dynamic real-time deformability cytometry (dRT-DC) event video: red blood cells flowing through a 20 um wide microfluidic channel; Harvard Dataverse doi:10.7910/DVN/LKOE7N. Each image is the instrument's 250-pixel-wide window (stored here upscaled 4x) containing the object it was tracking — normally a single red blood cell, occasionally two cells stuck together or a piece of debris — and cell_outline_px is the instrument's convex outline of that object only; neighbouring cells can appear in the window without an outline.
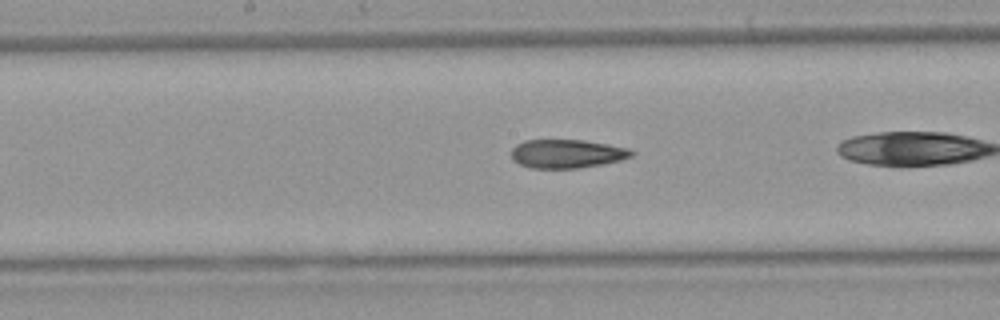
{"species": "Egyptian fruit bat (a non-hibernating species)", "species_latin": "Rousettus aegyptiacus", "temperature_condition": "warm", "stored_images_in_passage": 23, "camera_frame_rate_fps": 3000, "um_per_image_px": 0.085, "animal": {"sex": "female"}, "frame": {"image": 1, "passage_image": 10, "time_ms": 3.0, "image_size_px": [1000, 320], "cell_outline_px": [[636, 152], [632, 156], [620, 160], [604, 164], [580, 168], [532, 168], [520, 164], [512, 160], [512, 148], [516, 144], [524, 140], [584, 140], [608, 144], [628, 148]], "centroid_in_image_um": [48.2, 13.06], "position_along_channel_um": 200.0, "area_um2": 20.17}}